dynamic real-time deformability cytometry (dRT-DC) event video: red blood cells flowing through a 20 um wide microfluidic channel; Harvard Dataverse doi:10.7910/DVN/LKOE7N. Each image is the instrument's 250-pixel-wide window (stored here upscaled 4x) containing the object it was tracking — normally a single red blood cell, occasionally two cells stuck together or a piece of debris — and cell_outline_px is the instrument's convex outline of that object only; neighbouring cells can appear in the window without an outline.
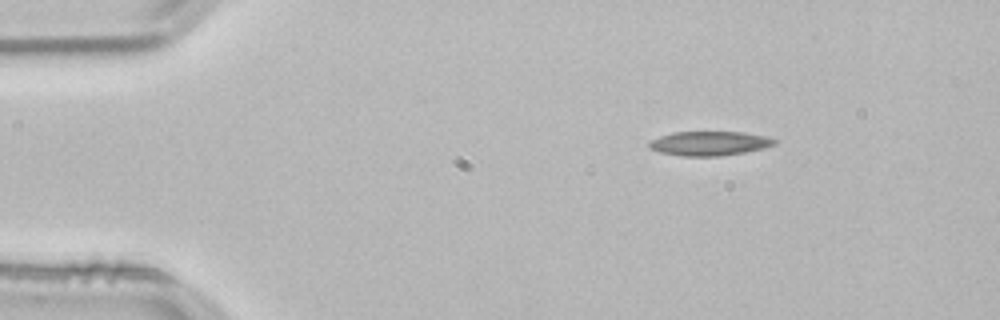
{"species": "common noctule bat (a hibernating species)", "species_latin": "Nyctalus noctula", "temperature_condition": "room temperature", "stored_images_in_passage": 9, "camera_frame_rate_fps": 3000, "um_per_image_px": 0.085, "animal": {"sex": "male", "body_mass_g": 21.5, "forearm_length_mm": 52.0}, "frame": {"image": 1, "passage_image": 1, "time_ms": 0.0, "image_size_px": [1000, 320], "cell_outline_px": [[776, 144], [764, 148], [744, 152], [720, 156], [680, 156], [660, 152], [652, 148], [648, 144], [648, 140], [672, 132], [744, 132], [768, 136], [776, 140]], "centroid_in_image_um": [60.31, 12.18], "position_along_channel_um": 24.7, "area_um2": 17.8}}